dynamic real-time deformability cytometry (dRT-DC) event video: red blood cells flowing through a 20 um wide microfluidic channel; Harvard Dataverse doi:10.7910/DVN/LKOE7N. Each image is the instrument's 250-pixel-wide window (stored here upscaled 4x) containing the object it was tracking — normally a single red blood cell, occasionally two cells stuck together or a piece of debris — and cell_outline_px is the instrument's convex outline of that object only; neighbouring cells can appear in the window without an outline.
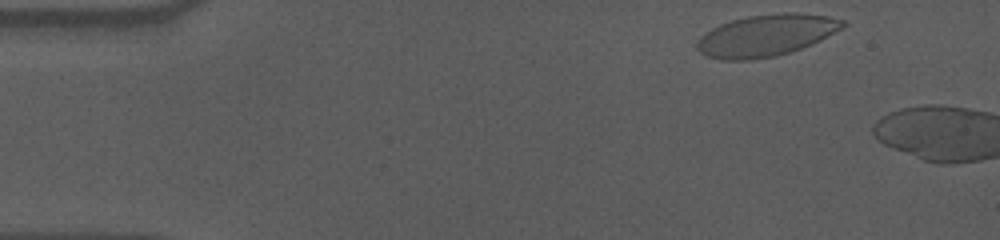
{"species": "human", "species_latin": "Homo sapiens", "temperature_condition": "cold", "stored_images_in_passage": 4, "segment_of_instrument_passage": [1, 2], "camera_frame_rate_fps": 3000, "um_per_image_px": 0.085, "donor": {"sex": "male"}, "frame": {"image": 1, "passage_image": 1, "time_ms": 0.0, "image_size_px": [1000, 240], "cell_outline_px": [[848, 24], [844, 28], [812, 44], [776, 56], [752, 60], [720, 60], [708, 56], [700, 52], [696, 48], [696, 44], [700, 36], [712, 28], [720, 24], [732, 20], [748, 16], [784, 12], [796, 12], [828, 16], [844, 20]], "centroid_in_image_um": [65.14, 3.0], "position_along_channel_um": 19.9, "area_um2": 35.55}}